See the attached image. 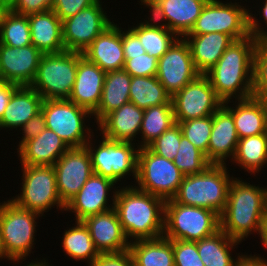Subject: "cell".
Listing matches in <instances>:
<instances>
[{
	"label": "cell",
	"instance_id": "1",
	"mask_svg": "<svg viewBox=\"0 0 267 266\" xmlns=\"http://www.w3.org/2000/svg\"><path fill=\"white\" fill-rule=\"evenodd\" d=\"M258 42L251 35L234 40L217 63L204 74L223 103L232 98L242 100L254 96V53Z\"/></svg>",
	"mask_w": 267,
	"mask_h": 266
},
{
	"label": "cell",
	"instance_id": "2",
	"mask_svg": "<svg viewBox=\"0 0 267 266\" xmlns=\"http://www.w3.org/2000/svg\"><path fill=\"white\" fill-rule=\"evenodd\" d=\"M165 202L133 185L118 189L114 208L130 243L163 236Z\"/></svg>",
	"mask_w": 267,
	"mask_h": 266
},
{
	"label": "cell",
	"instance_id": "3",
	"mask_svg": "<svg viewBox=\"0 0 267 266\" xmlns=\"http://www.w3.org/2000/svg\"><path fill=\"white\" fill-rule=\"evenodd\" d=\"M240 179L233 178L230 183L226 207L220 216V229L241 243L249 235L259 232L266 207V187Z\"/></svg>",
	"mask_w": 267,
	"mask_h": 266
},
{
	"label": "cell",
	"instance_id": "4",
	"mask_svg": "<svg viewBox=\"0 0 267 266\" xmlns=\"http://www.w3.org/2000/svg\"><path fill=\"white\" fill-rule=\"evenodd\" d=\"M226 164H210L203 172L184 176L176 195V203L205 208L219 216L226 207L228 190L233 176Z\"/></svg>",
	"mask_w": 267,
	"mask_h": 266
},
{
	"label": "cell",
	"instance_id": "5",
	"mask_svg": "<svg viewBox=\"0 0 267 266\" xmlns=\"http://www.w3.org/2000/svg\"><path fill=\"white\" fill-rule=\"evenodd\" d=\"M41 216L18 206L11 199L0 203V231L8 261L17 264L29 256L37 232L35 220Z\"/></svg>",
	"mask_w": 267,
	"mask_h": 266
},
{
	"label": "cell",
	"instance_id": "6",
	"mask_svg": "<svg viewBox=\"0 0 267 266\" xmlns=\"http://www.w3.org/2000/svg\"><path fill=\"white\" fill-rule=\"evenodd\" d=\"M220 229V216L205 208L165 202L164 234L170 240L196 242Z\"/></svg>",
	"mask_w": 267,
	"mask_h": 266
},
{
	"label": "cell",
	"instance_id": "7",
	"mask_svg": "<svg viewBox=\"0 0 267 266\" xmlns=\"http://www.w3.org/2000/svg\"><path fill=\"white\" fill-rule=\"evenodd\" d=\"M78 52L43 54L36 77L30 85L44 100L68 99L75 83Z\"/></svg>",
	"mask_w": 267,
	"mask_h": 266
},
{
	"label": "cell",
	"instance_id": "8",
	"mask_svg": "<svg viewBox=\"0 0 267 266\" xmlns=\"http://www.w3.org/2000/svg\"><path fill=\"white\" fill-rule=\"evenodd\" d=\"M22 187L13 197L18 206L43 215L54 206L65 211L57 191L56 173L53 166L21 165Z\"/></svg>",
	"mask_w": 267,
	"mask_h": 266
},
{
	"label": "cell",
	"instance_id": "9",
	"mask_svg": "<svg viewBox=\"0 0 267 266\" xmlns=\"http://www.w3.org/2000/svg\"><path fill=\"white\" fill-rule=\"evenodd\" d=\"M41 112L46 128L54 131L70 148L85 146L94 135L84 121L90 119L92 113L69 99L43 100Z\"/></svg>",
	"mask_w": 267,
	"mask_h": 266
},
{
	"label": "cell",
	"instance_id": "10",
	"mask_svg": "<svg viewBox=\"0 0 267 266\" xmlns=\"http://www.w3.org/2000/svg\"><path fill=\"white\" fill-rule=\"evenodd\" d=\"M184 175L174 161L153 153L148 147L139 148L137 159V189L158 196L172 199L182 182Z\"/></svg>",
	"mask_w": 267,
	"mask_h": 266
},
{
	"label": "cell",
	"instance_id": "11",
	"mask_svg": "<svg viewBox=\"0 0 267 266\" xmlns=\"http://www.w3.org/2000/svg\"><path fill=\"white\" fill-rule=\"evenodd\" d=\"M93 138L94 135L85 145L91 157L93 173L115 183L131 174L136 180L139 148H135L134 142L112 141L102 136V141L95 145Z\"/></svg>",
	"mask_w": 267,
	"mask_h": 266
},
{
	"label": "cell",
	"instance_id": "12",
	"mask_svg": "<svg viewBox=\"0 0 267 266\" xmlns=\"http://www.w3.org/2000/svg\"><path fill=\"white\" fill-rule=\"evenodd\" d=\"M248 10L239 2L229 3L219 0H209L203 7L195 25L187 35L208 33L228 34L234 40L249 36Z\"/></svg>",
	"mask_w": 267,
	"mask_h": 266
},
{
	"label": "cell",
	"instance_id": "13",
	"mask_svg": "<svg viewBox=\"0 0 267 266\" xmlns=\"http://www.w3.org/2000/svg\"><path fill=\"white\" fill-rule=\"evenodd\" d=\"M175 122L213 115L223 102L209 79L200 74L171 97Z\"/></svg>",
	"mask_w": 267,
	"mask_h": 266
},
{
	"label": "cell",
	"instance_id": "14",
	"mask_svg": "<svg viewBox=\"0 0 267 266\" xmlns=\"http://www.w3.org/2000/svg\"><path fill=\"white\" fill-rule=\"evenodd\" d=\"M102 1L84 8L62 21L63 42L66 51L83 52L113 21L108 18Z\"/></svg>",
	"mask_w": 267,
	"mask_h": 266
},
{
	"label": "cell",
	"instance_id": "15",
	"mask_svg": "<svg viewBox=\"0 0 267 266\" xmlns=\"http://www.w3.org/2000/svg\"><path fill=\"white\" fill-rule=\"evenodd\" d=\"M199 75L184 38L178 37L158 59L156 77L171 97Z\"/></svg>",
	"mask_w": 267,
	"mask_h": 266
},
{
	"label": "cell",
	"instance_id": "16",
	"mask_svg": "<svg viewBox=\"0 0 267 266\" xmlns=\"http://www.w3.org/2000/svg\"><path fill=\"white\" fill-rule=\"evenodd\" d=\"M209 0H140L151 12L150 19L184 38L196 23ZM163 22V23H162ZM165 22V23H164Z\"/></svg>",
	"mask_w": 267,
	"mask_h": 266
},
{
	"label": "cell",
	"instance_id": "17",
	"mask_svg": "<svg viewBox=\"0 0 267 266\" xmlns=\"http://www.w3.org/2000/svg\"><path fill=\"white\" fill-rule=\"evenodd\" d=\"M57 191L66 205L93 174L89 151L86 146L69 148L53 165Z\"/></svg>",
	"mask_w": 267,
	"mask_h": 266
},
{
	"label": "cell",
	"instance_id": "18",
	"mask_svg": "<svg viewBox=\"0 0 267 266\" xmlns=\"http://www.w3.org/2000/svg\"><path fill=\"white\" fill-rule=\"evenodd\" d=\"M113 180L93 173L80 191L65 205V211L75 213L76 221L114 208L119 186L113 187ZM114 188V190H113ZM113 190L112 203L109 205V191Z\"/></svg>",
	"mask_w": 267,
	"mask_h": 266
},
{
	"label": "cell",
	"instance_id": "19",
	"mask_svg": "<svg viewBox=\"0 0 267 266\" xmlns=\"http://www.w3.org/2000/svg\"><path fill=\"white\" fill-rule=\"evenodd\" d=\"M42 55L32 44L17 48L0 43V80L18 86H30Z\"/></svg>",
	"mask_w": 267,
	"mask_h": 266
},
{
	"label": "cell",
	"instance_id": "20",
	"mask_svg": "<svg viewBox=\"0 0 267 266\" xmlns=\"http://www.w3.org/2000/svg\"><path fill=\"white\" fill-rule=\"evenodd\" d=\"M82 222L88 228L99 253H120L129 250L130 241L125 236L115 208L89 216Z\"/></svg>",
	"mask_w": 267,
	"mask_h": 266
},
{
	"label": "cell",
	"instance_id": "21",
	"mask_svg": "<svg viewBox=\"0 0 267 266\" xmlns=\"http://www.w3.org/2000/svg\"><path fill=\"white\" fill-rule=\"evenodd\" d=\"M105 75V71L78 52L76 79L68 99L93 113L101 101Z\"/></svg>",
	"mask_w": 267,
	"mask_h": 266
},
{
	"label": "cell",
	"instance_id": "22",
	"mask_svg": "<svg viewBox=\"0 0 267 266\" xmlns=\"http://www.w3.org/2000/svg\"><path fill=\"white\" fill-rule=\"evenodd\" d=\"M82 54L89 62L96 64L105 72L123 69L125 57L122 47V28L113 22Z\"/></svg>",
	"mask_w": 267,
	"mask_h": 266
},
{
	"label": "cell",
	"instance_id": "23",
	"mask_svg": "<svg viewBox=\"0 0 267 266\" xmlns=\"http://www.w3.org/2000/svg\"><path fill=\"white\" fill-rule=\"evenodd\" d=\"M239 137L232 114L222 105L213 114V126L207 148V160L211 164H227V158L235 156Z\"/></svg>",
	"mask_w": 267,
	"mask_h": 266
},
{
	"label": "cell",
	"instance_id": "24",
	"mask_svg": "<svg viewBox=\"0 0 267 266\" xmlns=\"http://www.w3.org/2000/svg\"><path fill=\"white\" fill-rule=\"evenodd\" d=\"M143 116L144 109L128 102L107 114L97 124V128L101 131L100 136L102 134L106 139L131 143L135 140L136 142Z\"/></svg>",
	"mask_w": 267,
	"mask_h": 266
},
{
	"label": "cell",
	"instance_id": "25",
	"mask_svg": "<svg viewBox=\"0 0 267 266\" xmlns=\"http://www.w3.org/2000/svg\"><path fill=\"white\" fill-rule=\"evenodd\" d=\"M230 103L225 102L223 106L233 116L239 139L267 133V100L252 96L235 100V107L229 106Z\"/></svg>",
	"mask_w": 267,
	"mask_h": 266
},
{
	"label": "cell",
	"instance_id": "26",
	"mask_svg": "<svg viewBox=\"0 0 267 266\" xmlns=\"http://www.w3.org/2000/svg\"><path fill=\"white\" fill-rule=\"evenodd\" d=\"M70 147L54 131L42 133L24 143L17 151L21 165L53 166Z\"/></svg>",
	"mask_w": 267,
	"mask_h": 266
},
{
	"label": "cell",
	"instance_id": "27",
	"mask_svg": "<svg viewBox=\"0 0 267 266\" xmlns=\"http://www.w3.org/2000/svg\"><path fill=\"white\" fill-rule=\"evenodd\" d=\"M31 44L43 54L66 51L63 42L62 21L53 12L34 13L28 15Z\"/></svg>",
	"mask_w": 267,
	"mask_h": 266
},
{
	"label": "cell",
	"instance_id": "28",
	"mask_svg": "<svg viewBox=\"0 0 267 266\" xmlns=\"http://www.w3.org/2000/svg\"><path fill=\"white\" fill-rule=\"evenodd\" d=\"M42 96L31 86H18L5 108L0 120V130L19 129L32 117L41 112Z\"/></svg>",
	"mask_w": 267,
	"mask_h": 266
},
{
	"label": "cell",
	"instance_id": "29",
	"mask_svg": "<svg viewBox=\"0 0 267 266\" xmlns=\"http://www.w3.org/2000/svg\"><path fill=\"white\" fill-rule=\"evenodd\" d=\"M184 39L189 44L197 71L203 75L217 63L227 47L234 41L228 34L219 32L186 35Z\"/></svg>",
	"mask_w": 267,
	"mask_h": 266
},
{
	"label": "cell",
	"instance_id": "30",
	"mask_svg": "<svg viewBox=\"0 0 267 266\" xmlns=\"http://www.w3.org/2000/svg\"><path fill=\"white\" fill-rule=\"evenodd\" d=\"M131 75L124 69L106 72L102 97L98 108L92 113L98 124L111 111L130 102Z\"/></svg>",
	"mask_w": 267,
	"mask_h": 266
},
{
	"label": "cell",
	"instance_id": "31",
	"mask_svg": "<svg viewBox=\"0 0 267 266\" xmlns=\"http://www.w3.org/2000/svg\"><path fill=\"white\" fill-rule=\"evenodd\" d=\"M135 266H175L172 240L164 236L130 243Z\"/></svg>",
	"mask_w": 267,
	"mask_h": 266
},
{
	"label": "cell",
	"instance_id": "32",
	"mask_svg": "<svg viewBox=\"0 0 267 266\" xmlns=\"http://www.w3.org/2000/svg\"><path fill=\"white\" fill-rule=\"evenodd\" d=\"M198 254L204 266H234L236 259L231 250L240 242L219 229L214 234L196 241Z\"/></svg>",
	"mask_w": 267,
	"mask_h": 266
},
{
	"label": "cell",
	"instance_id": "33",
	"mask_svg": "<svg viewBox=\"0 0 267 266\" xmlns=\"http://www.w3.org/2000/svg\"><path fill=\"white\" fill-rule=\"evenodd\" d=\"M151 22V23H150ZM129 29L139 38L146 53L157 59L169 49L178 38L171 30L164 25L148 18Z\"/></svg>",
	"mask_w": 267,
	"mask_h": 266
},
{
	"label": "cell",
	"instance_id": "34",
	"mask_svg": "<svg viewBox=\"0 0 267 266\" xmlns=\"http://www.w3.org/2000/svg\"><path fill=\"white\" fill-rule=\"evenodd\" d=\"M232 160L250 175L261 172L267 164V133L239 139Z\"/></svg>",
	"mask_w": 267,
	"mask_h": 266
},
{
	"label": "cell",
	"instance_id": "35",
	"mask_svg": "<svg viewBox=\"0 0 267 266\" xmlns=\"http://www.w3.org/2000/svg\"><path fill=\"white\" fill-rule=\"evenodd\" d=\"M130 102L147 109L162 104H172L171 96L156 76H131Z\"/></svg>",
	"mask_w": 267,
	"mask_h": 266
},
{
	"label": "cell",
	"instance_id": "36",
	"mask_svg": "<svg viewBox=\"0 0 267 266\" xmlns=\"http://www.w3.org/2000/svg\"><path fill=\"white\" fill-rule=\"evenodd\" d=\"M62 238L63 251L73 260H87L89 266L100 254L82 221H75L74 227L65 229Z\"/></svg>",
	"mask_w": 267,
	"mask_h": 266
},
{
	"label": "cell",
	"instance_id": "37",
	"mask_svg": "<svg viewBox=\"0 0 267 266\" xmlns=\"http://www.w3.org/2000/svg\"><path fill=\"white\" fill-rule=\"evenodd\" d=\"M175 124L173 105L162 104L144 109V116L139 135L141 140L136 145L138 148L147 147L163 132ZM140 142V143H139Z\"/></svg>",
	"mask_w": 267,
	"mask_h": 266
},
{
	"label": "cell",
	"instance_id": "38",
	"mask_svg": "<svg viewBox=\"0 0 267 266\" xmlns=\"http://www.w3.org/2000/svg\"><path fill=\"white\" fill-rule=\"evenodd\" d=\"M0 43L12 47L31 44V32L27 15L5 7L0 15Z\"/></svg>",
	"mask_w": 267,
	"mask_h": 266
},
{
	"label": "cell",
	"instance_id": "39",
	"mask_svg": "<svg viewBox=\"0 0 267 266\" xmlns=\"http://www.w3.org/2000/svg\"><path fill=\"white\" fill-rule=\"evenodd\" d=\"M173 161L184 176L201 173L211 164L205 154L183 135Z\"/></svg>",
	"mask_w": 267,
	"mask_h": 266
},
{
	"label": "cell",
	"instance_id": "40",
	"mask_svg": "<svg viewBox=\"0 0 267 266\" xmlns=\"http://www.w3.org/2000/svg\"><path fill=\"white\" fill-rule=\"evenodd\" d=\"M185 136L195 147L202 151L207 158V148L213 126V115L175 122Z\"/></svg>",
	"mask_w": 267,
	"mask_h": 266
},
{
	"label": "cell",
	"instance_id": "41",
	"mask_svg": "<svg viewBox=\"0 0 267 266\" xmlns=\"http://www.w3.org/2000/svg\"><path fill=\"white\" fill-rule=\"evenodd\" d=\"M253 95L267 100V42L259 41L254 53Z\"/></svg>",
	"mask_w": 267,
	"mask_h": 266
},
{
	"label": "cell",
	"instance_id": "42",
	"mask_svg": "<svg viewBox=\"0 0 267 266\" xmlns=\"http://www.w3.org/2000/svg\"><path fill=\"white\" fill-rule=\"evenodd\" d=\"M182 135L180 126L175 123L147 147L153 153L173 161L178 152Z\"/></svg>",
	"mask_w": 267,
	"mask_h": 266
},
{
	"label": "cell",
	"instance_id": "43",
	"mask_svg": "<svg viewBox=\"0 0 267 266\" xmlns=\"http://www.w3.org/2000/svg\"><path fill=\"white\" fill-rule=\"evenodd\" d=\"M125 64L123 69L131 76H156L158 59L144 53L137 56H124Z\"/></svg>",
	"mask_w": 267,
	"mask_h": 266
},
{
	"label": "cell",
	"instance_id": "44",
	"mask_svg": "<svg viewBox=\"0 0 267 266\" xmlns=\"http://www.w3.org/2000/svg\"><path fill=\"white\" fill-rule=\"evenodd\" d=\"M175 266H204L196 242L172 240Z\"/></svg>",
	"mask_w": 267,
	"mask_h": 266
},
{
	"label": "cell",
	"instance_id": "45",
	"mask_svg": "<svg viewBox=\"0 0 267 266\" xmlns=\"http://www.w3.org/2000/svg\"><path fill=\"white\" fill-rule=\"evenodd\" d=\"M99 0H53L51 9L61 21L72 17Z\"/></svg>",
	"mask_w": 267,
	"mask_h": 266
},
{
	"label": "cell",
	"instance_id": "46",
	"mask_svg": "<svg viewBox=\"0 0 267 266\" xmlns=\"http://www.w3.org/2000/svg\"><path fill=\"white\" fill-rule=\"evenodd\" d=\"M53 0H13L8 6L10 10L22 15L51 10Z\"/></svg>",
	"mask_w": 267,
	"mask_h": 266
},
{
	"label": "cell",
	"instance_id": "47",
	"mask_svg": "<svg viewBox=\"0 0 267 266\" xmlns=\"http://www.w3.org/2000/svg\"><path fill=\"white\" fill-rule=\"evenodd\" d=\"M89 266H135L130 250L120 253H100Z\"/></svg>",
	"mask_w": 267,
	"mask_h": 266
},
{
	"label": "cell",
	"instance_id": "48",
	"mask_svg": "<svg viewBox=\"0 0 267 266\" xmlns=\"http://www.w3.org/2000/svg\"><path fill=\"white\" fill-rule=\"evenodd\" d=\"M261 10L257 11V13L260 15V13H263L261 18L263 17V23H265V29L267 28V0H264L263 5L260 7ZM251 10H248V31L249 35L253 36L258 41H263L267 38V29L264 30V27H262V20H258L256 15L250 12ZM254 15V16H253Z\"/></svg>",
	"mask_w": 267,
	"mask_h": 266
},
{
	"label": "cell",
	"instance_id": "49",
	"mask_svg": "<svg viewBox=\"0 0 267 266\" xmlns=\"http://www.w3.org/2000/svg\"><path fill=\"white\" fill-rule=\"evenodd\" d=\"M46 128L45 119L42 112L32 117L26 124H24L19 130H22V138L19 141L17 150L29 140L39 136Z\"/></svg>",
	"mask_w": 267,
	"mask_h": 266
},
{
	"label": "cell",
	"instance_id": "50",
	"mask_svg": "<svg viewBox=\"0 0 267 266\" xmlns=\"http://www.w3.org/2000/svg\"><path fill=\"white\" fill-rule=\"evenodd\" d=\"M122 47L124 56H137L146 53L139 38L129 28L126 31L122 29Z\"/></svg>",
	"mask_w": 267,
	"mask_h": 266
},
{
	"label": "cell",
	"instance_id": "51",
	"mask_svg": "<svg viewBox=\"0 0 267 266\" xmlns=\"http://www.w3.org/2000/svg\"><path fill=\"white\" fill-rule=\"evenodd\" d=\"M17 87V84L7 83L6 81L0 80V120L4 114L5 108L8 105L14 90Z\"/></svg>",
	"mask_w": 267,
	"mask_h": 266
},
{
	"label": "cell",
	"instance_id": "52",
	"mask_svg": "<svg viewBox=\"0 0 267 266\" xmlns=\"http://www.w3.org/2000/svg\"><path fill=\"white\" fill-rule=\"evenodd\" d=\"M234 266H267V260L259 255H239Z\"/></svg>",
	"mask_w": 267,
	"mask_h": 266
},
{
	"label": "cell",
	"instance_id": "53",
	"mask_svg": "<svg viewBox=\"0 0 267 266\" xmlns=\"http://www.w3.org/2000/svg\"><path fill=\"white\" fill-rule=\"evenodd\" d=\"M259 235L261 242L264 247L267 249V207H265L264 212L261 217Z\"/></svg>",
	"mask_w": 267,
	"mask_h": 266
},
{
	"label": "cell",
	"instance_id": "54",
	"mask_svg": "<svg viewBox=\"0 0 267 266\" xmlns=\"http://www.w3.org/2000/svg\"><path fill=\"white\" fill-rule=\"evenodd\" d=\"M46 261H48V260H46V259H42V260H37V258H36V260H32V262H30V263H27V265H25V266H51L48 262H46Z\"/></svg>",
	"mask_w": 267,
	"mask_h": 266
},
{
	"label": "cell",
	"instance_id": "55",
	"mask_svg": "<svg viewBox=\"0 0 267 266\" xmlns=\"http://www.w3.org/2000/svg\"><path fill=\"white\" fill-rule=\"evenodd\" d=\"M0 258H1L0 260H2L3 258L8 260L6 249L3 243V238L1 236V231H0Z\"/></svg>",
	"mask_w": 267,
	"mask_h": 266
},
{
	"label": "cell",
	"instance_id": "56",
	"mask_svg": "<svg viewBox=\"0 0 267 266\" xmlns=\"http://www.w3.org/2000/svg\"><path fill=\"white\" fill-rule=\"evenodd\" d=\"M13 0H0V3L4 6V7H8Z\"/></svg>",
	"mask_w": 267,
	"mask_h": 266
},
{
	"label": "cell",
	"instance_id": "57",
	"mask_svg": "<svg viewBox=\"0 0 267 266\" xmlns=\"http://www.w3.org/2000/svg\"><path fill=\"white\" fill-rule=\"evenodd\" d=\"M5 7L0 3V15H1V12L3 11Z\"/></svg>",
	"mask_w": 267,
	"mask_h": 266
},
{
	"label": "cell",
	"instance_id": "58",
	"mask_svg": "<svg viewBox=\"0 0 267 266\" xmlns=\"http://www.w3.org/2000/svg\"><path fill=\"white\" fill-rule=\"evenodd\" d=\"M266 207H267V187H266Z\"/></svg>",
	"mask_w": 267,
	"mask_h": 266
}]
</instances>
